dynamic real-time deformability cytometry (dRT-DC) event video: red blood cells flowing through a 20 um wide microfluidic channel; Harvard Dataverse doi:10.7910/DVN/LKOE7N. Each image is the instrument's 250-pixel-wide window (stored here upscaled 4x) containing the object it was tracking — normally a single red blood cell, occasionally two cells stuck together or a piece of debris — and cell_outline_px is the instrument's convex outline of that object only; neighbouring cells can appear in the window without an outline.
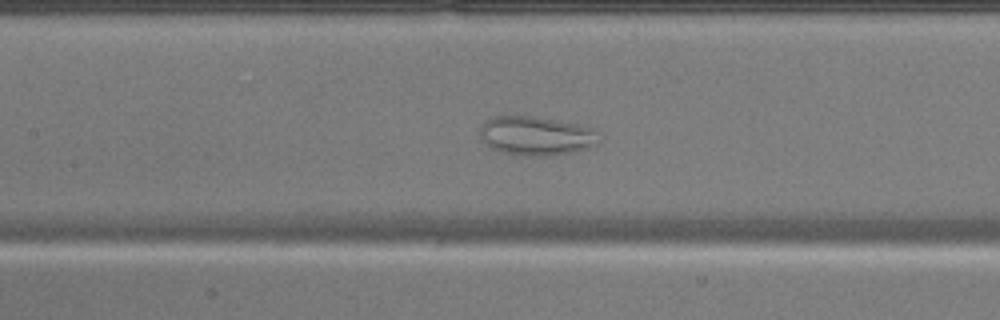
{"species": "common noctule bat (a hibernating species)", "species_latin": "Nyctalus noctula", "temperature_condition": "warm", "stored_images_in_passage": 52, "camera_frame_rate_fps": 3000, "um_per_image_px": 0.085, "animal": {"sex": "male", "body_mass_g": 17.9}, "frame": {"image": 1, "passage_image": 24, "time_ms": 7.667, "image_size_px": [1000, 320], "cell_outline_px": [[604, 136], [600, 144], [588, 148], [572, 152], [548, 156], [528, 156], [504, 152], [492, 148], [480, 140], [480, 128], [488, 120], [496, 116], [528, 116], [576, 124], [592, 128], [604, 132]], "centroid_in_image_um": [45.68, 11.56], "position_along_channel_um": 161.7, "area_um2": 27.22}}
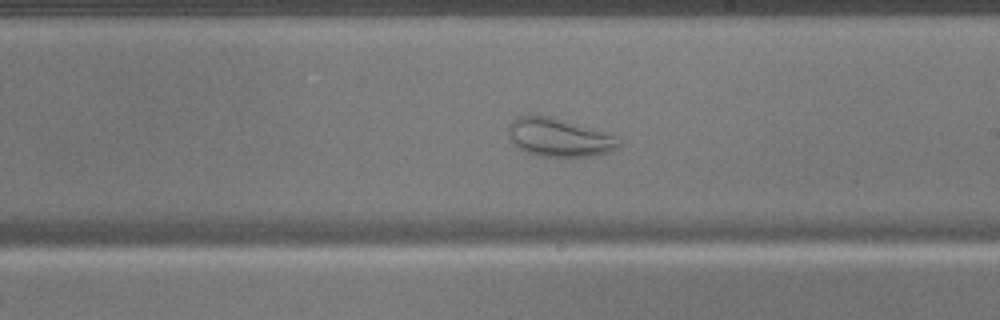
{"frame": {"image": 2, "passage_image": 30, "time_ms": 9.667, "image_size_px": [1000, 320], "cell_outline_px": [[620, 144], [616, 148], [608, 152], [588, 156], [540, 156], [528, 152], [520, 148], [508, 136], [508, 124], [516, 116], [544, 116], [604, 132], [612, 136]], "centroid_in_image_um": [47.44, 11.69], "position_along_channel_um": 241.6, "area_um2": 23.58}}
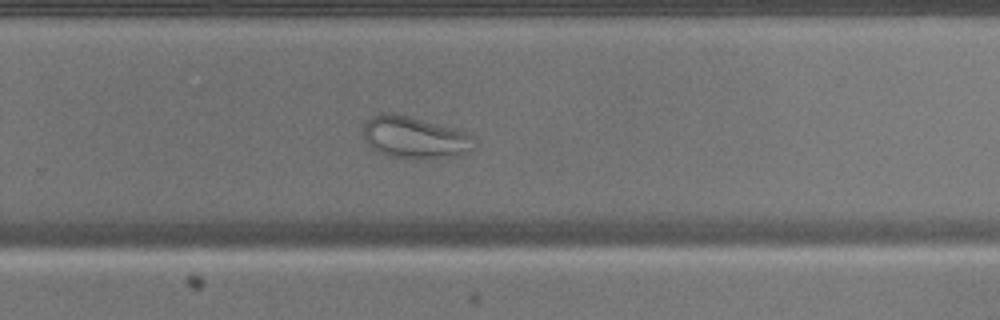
{"frame": {"image": 3, "passage_image": 34, "time_ms": 11.0, "image_size_px": [1000, 320], "cell_outline_px": [[476, 136], [472, 148], [468, 152], [452, 156], [420, 160], [392, 156], [380, 152], [372, 148], [368, 144], [364, 136], [364, 124], [372, 116], [380, 112], [396, 112], [468, 132]], "centroid_in_image_um": [35.27, 11.67], "position_along_channel_um": 294.5, "area_um2": 27.34}}